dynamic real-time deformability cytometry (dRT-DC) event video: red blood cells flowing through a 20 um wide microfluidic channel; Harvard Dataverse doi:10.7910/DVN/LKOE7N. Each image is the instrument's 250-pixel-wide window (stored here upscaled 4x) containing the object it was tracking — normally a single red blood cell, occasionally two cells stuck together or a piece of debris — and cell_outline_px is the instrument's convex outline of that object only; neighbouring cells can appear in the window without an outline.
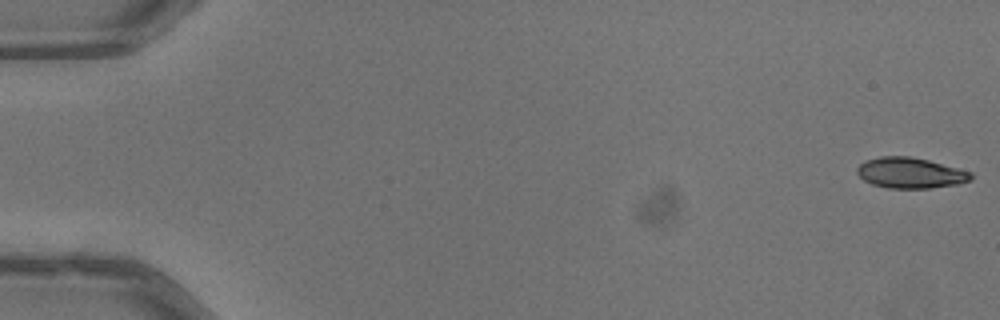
{"species": "common noctule bat (a hibernating species)", "species_latin": "Nyctalus noctula", "temperature_condition": "warm", "stored_images_in_passage": 52, "camera_frame_rate_fps": 3000, "um_per_image_px": 0.085, "animal": {"sex": "male", "body_mass_g": 13.3}, "frame": {"image": 1, "passage_image": 1, "time_ms": 0.0, "image_size_px": [1000, 320], "cell_outline_px": [[972, 180], [956, 184], [928, 188], [888, 188], [872, 184], [864, 180], [856, 172], [856, 168], [864, 160], [880, 156], [908, 156], [928, 160], [972, 172]], "centroid_in_image_um": [77.35, 14.69], "position_along_channel_um": 7.6, "area_um2": 20.29}}
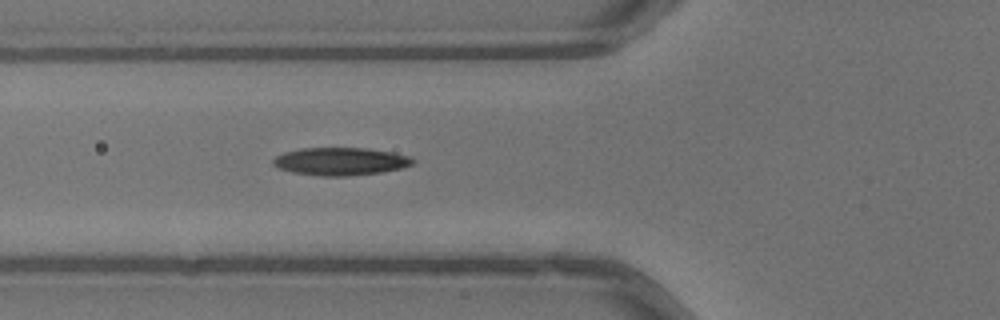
{"frame": {"image": 2, "passage_image": 20, "time_ms": 6.333, "image_size_px": [1000, 320], "cell_outline_px": [[416, 160], [412, 164], [400, 168], [380, 172], [348, 176], [320, 176], [292, 172], [280, 168], [272, 164], [272, 160], [276, 156], [284, 152], [300, 148], [368, 148], [392, 152], [408, 156]], "centroid_in_image_um": [28.92, 13.71], "position_along_channel_um": 96.9, "area_um2": 22.54}}
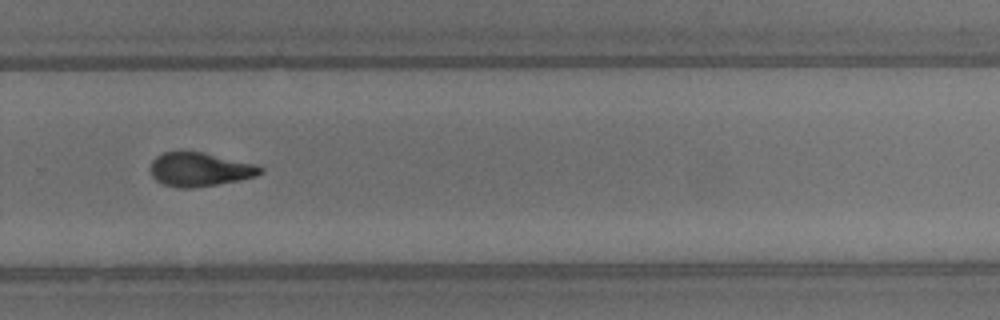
{"frame": {"image": 3, "passage_image": 36, "time_ms": 11.667, "image_size_px": [1000, 320], "cell_outline_px": [[264, 172], [256, 176], [216, 184], [192, 188], [176, 188], [164, 184], [156, 180], [152, 176], [152, 160], [156, 156], [164, 152], [200, 152], [256, 164], [264, 168]], "centroid_in_image_um": [16.99, 14.41], "position_along_channel_um": 312.8, "area_um2": 21.33}, "authors_computed_cell_mechanics": {"area_um2": 21.6172, "velocity_mm_per_s": 4.0454, "shape_relaxation_time_tau1_ms": 5.149, "shape_relaxation_time_tau2_ms": 2.5266, "deformation_change_tau1": 0.1974, "deformation_change_tau2": 0.0929}}